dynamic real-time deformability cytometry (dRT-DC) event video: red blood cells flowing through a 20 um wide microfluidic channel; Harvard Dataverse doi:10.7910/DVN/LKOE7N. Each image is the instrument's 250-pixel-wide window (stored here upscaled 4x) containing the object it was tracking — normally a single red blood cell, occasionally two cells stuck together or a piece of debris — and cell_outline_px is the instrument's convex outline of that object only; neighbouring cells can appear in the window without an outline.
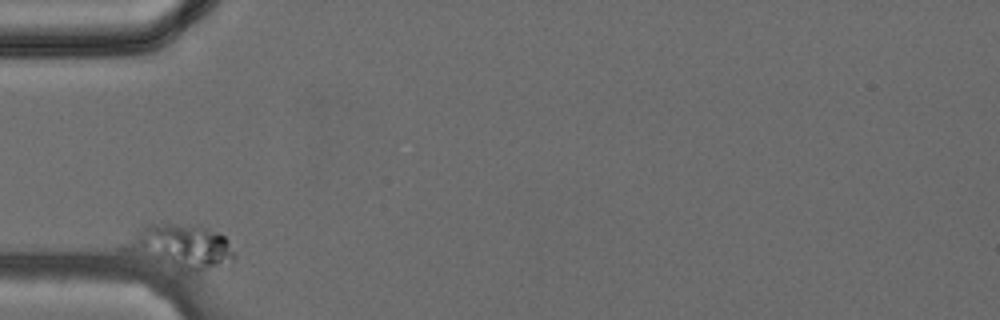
{"species": "common noctule bat (a hibernating species)", "species_latin": "Nyctalus noctula", "temperature_condition": "cold", "stored_images_in_passage": 26, "camera_frame_rate_fps": 3000, "um_per_image_px": 0.085, "animal": {"sex": "female", "body_mass_g": 24.6, "forearm_length_mm": 56.2}, "frame": {"image": 1, "passage_image": 1, "time_ms": 0.0, "image_size_px": [1000, 320], "cell_outline_px": [[236, 256], [232, 260], [204, 272], [188, 276], [116, 248], [120, 244], [148, 224], [200, 224], [224, 236], [228, 240]], "centroid_in_image_um": [15.33, 21.02], "position_along_channel_um": 69.7, "area_um2": 29.54}}
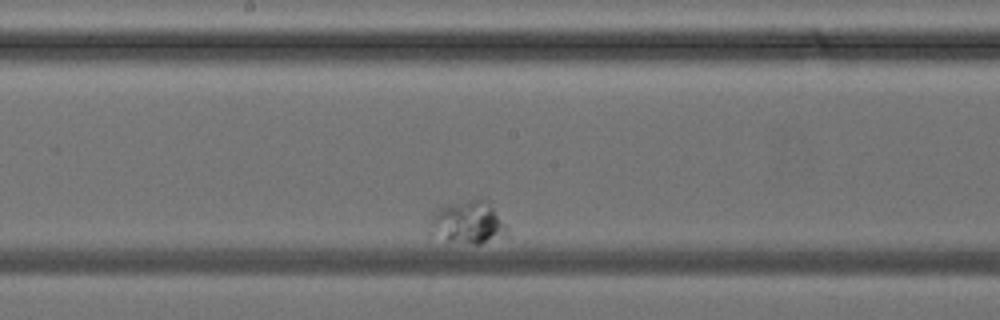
{"frame": {"image": 2, "passage_image": 13, "time_ms": 4.0, "image_size_px": [1000, 320], "cell_outline_px": [[508, 232], [504, 236], [480, 244], [472, 244], [448, 240], [428, 236], [428, 224], [432, 212], [436, 208], [448, 204], [468, 200], [480, 200], [488, 204], [492, 208], [508, 228]], "centroid_in_image_um": [39.66, 18.94], "position_along_channel_um": 208.5, "area_um2": 19.25}}
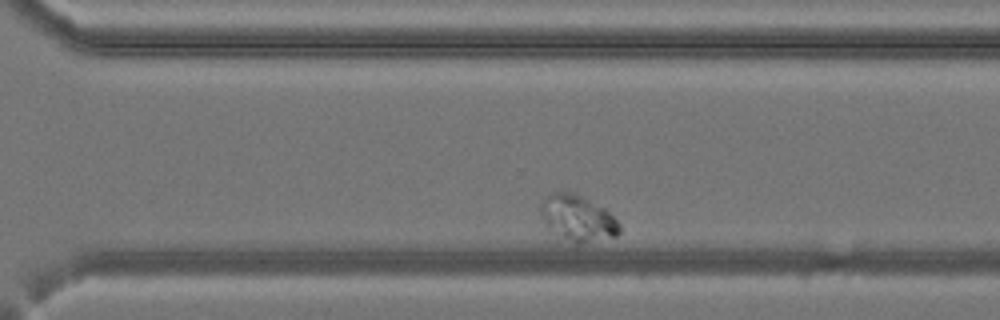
{"frame": {"image": 3, "passage_image": 22, "time_ms": 7.0, "image_size_px": [1000, 320], "cell_outline_px": [[620, 232], [616, 236], [576, 248], [548, 228], [540, 212], [540, 204], [544, 196], [552, 192], [568, 188], [608, 208], [620, 224]], "centroid_in_image_um": [49.13, 18.54], "position_along_channel_um": 321.5, "area_um2": 22.66}}